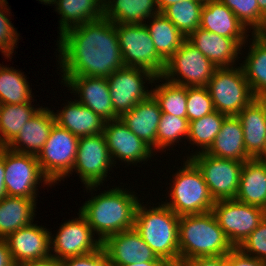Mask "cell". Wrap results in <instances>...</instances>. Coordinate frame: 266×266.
Returning a JSON list of instances; mask_svg holds the SVG:
<instances>
[{
	"mask_svg": "<svg viewBox=\"0 0 266 266\" xmlns=\"http://www.w3.org/2000/svg\"><path fill=\"white\" fill-rule=\"evenodd\" d=\"M57 45L62 77L108 78L125 66L116 24L104 17L68 29Z\"/></svg>",
	"mask_w": 266,
	"mask_h": 266,
	"instance_id": "1",
	"label": "cell"
},
{
	"mask_svg": "<svg viewBox=\"0 0 266 266\" xmlns=\"http://www.w3.org/2000/svg\"><path fill=\"white\" fill-rule=\"evenodd\" d=\"M116 187L94 196L81 206L94 234L103 243L109 236L134 228L135 212L140 202L135 194Z\"/></svg>",
	"mask_w": 266,
	"mask_h": 266,
	"instance_id": "2",
	"label": "cell"
},
{
	"mask_svg": "<svg viewBox=\"0 0 266 266\" xmlns=\"http://www.w3.org/2000/svg\"><path fill=\"white\" fill-rule=\"evenodd\" d=\"M178 239L180 264L197 257L227 255L235 248L212 211L180 216Z\"/></svg>",
	"mask_w": 266,
	"mask_h": 266,
	"instance_id": "3",
	"label": "cell"
},
{
	"mask_svg": "<svg viewBox=\"0 0 266 266\" xmlns=\"http://www.w3.org/2000/svg\"><path fill=\"white\" fill-rule=\"evenodd\" d=\"M147 209L141 202L138 203L135 212L134 229L151 247L158 258L165 260L171 266H179L178 237L180 216L164 204Z\"/></svg>",
	"mask_w": 266,
	"mask_h": 266,
	"instance_id": "4",
	"label": "cell"
},
{
	"mask_svg": "<svg viewBox=\"0 0 266 266\" xmlns=\"http://www.w3.org/2000/svg\"><path fill=\"white\" fill-rule=\"evenodd\" d=\"M170 202L163 203L178 216L212 211L215 204L201 171L187 158L174 175Z\"/></svg>",
	"mask_w": 266,
	"mask_h": 266,
	"instance_id": "5",
	"label": "cell"
},
{
	"mask_svg": "<svg viewBox=\"0 0 266 266\" xmlns=\"http://www.w3.org/2000/svg\"><path fill=\"white\" fill-rule=\"evenodd\" d=\"M216 111L237 116L255 97L242 66L217 67L206 86Z\"/></svg>",
	"mask_w": 266,
	"mask_h": 266,
	"instance_id": "6",
	"label": "cell"
},
{
	"mask_svg": "<svg viewBox=\"0 0 266 266\" xmlns=\"http://www.w3.org/2000/svg\"><path fill=\"white\" fill-rule=\"evenodd\" d=\"M116 32L125 66L162 76L166 61L157 53L145 24H116Z\"/></svg>",
	"mask_w": 266,
	"mask_h": 266,
	"instance_id": "7",
	"label": "cell"
},
{
	"mask_svg": "<svg viewBox=\"0 0 266 266\" xmlns=\"http://www.w3.org/2000/svg\"><path fill=\"white\" fill-rule=\"evenodd\" d=\"M216 68L198 48L185 39L166 61L161 79L185 87H206Z\"/></svg>",
	"mask_w": 266,
	"mask_h": 266,
	"instance_id": "8",
	"label": "cell"
},
{
	"mask_svg": "<svg viewBox=\"0 0 266 266\" xmlns=\"http://www.w3.org/2000/svg\"><path fill=\"white\" fill-rule=\"evenodd\" d=\"M195 154L188 159L201 171L214 201L235 199L244 162L218 158L205 152Z\"/></svg>",
	"mask_w": 266,
	"mask_h": 266,
	"instance_id": "9",
	"label": "cell"
},
{
	"mask_svg": "<svg viewBox=\"0 0 266 266\" xmlns=\"http://www.w3.org/2000/svg\"><path fill=\"white\" fill-rule=\"evenodd\" d=\"M79 137L55 124L37 155L43 174L51 183L73 172Z\"/></svg>",
	"mask_w": 266,
	"mask_h": 266,
	"instance_id": "10",
	"label": "cell"
},
{
	"mask_svg": "<svg viewBox=\"0 0 266 266\" xmlns=\"http://www.w3.org/2000/svg\"><path fill=\"white\" fill-rule=\"evenodd\" d=\"M4 168L7 196L36 199V185L41 180L46 185H52L43 174L36 155L19 153L4 147Z\"/></svg>",
	"mask_w": 266,
	"mask_h": 266,
	"instance_id": "11",
	"label": "cell"
},
{
	"mask_svg": "<svg viewBox=\"0 0 266 266\" xmlns=\"http://www.w3.org/2000/svg\"><path fill=\"white\" fill-rule=\"evenodd\" d=\"M143 78L150 81L149 83L161 81V77L148 70L129 66L116 70L107 78L113 109L118 117L131 111L135 105L152 95V90L144 88Z\"/></svg>",
	"mask_w": 266,
	"mask_h": 266,
	"instance_id": "12",
	"label": "cell"
},
{
	"mask_svg": "<svg viewBox=\"0 0 266 266\" xmlns=\"http://www.w3.org/2000/svg\"><path fill=\"white\" fill-rule=\"evenodd\" d=\"M212 212L235 248L245 241L266 216L264 209L235 199L215 201Z\"/></svg>",
	"mask_w": 266,
	"mask_h": 266,
	"instance_id": "13",
	"label": "cell"
},
{
	"mask_svg": "<svg viewBox=\"0 0 266 266\" xmlns=\"http://www.w3.org/2000/svg\"><path fill=\"white\" fill-rule=\"evenodd\" d=\"M113 165L103 133L79 137L73 169L85 187L92 191L105 181Z\"/></svg>",
	"mask_w": 266,
	"mask_h": 266,
	"instance_id": "14",
	"label": "cell"
},
{
	"mask_svg": "<svg viewBox=\"0 0 266 266\" xmlns=\"http://www.w3.org/2000/svg\"><path fill=\"white\" fill-rule=\"evenodd\" d=\"M93 235L92 228L79 212V218L64 222L55 238H50L51 249L55 253L51 256L60 261L92 253L102 246L101 241Z\"/></svg>",
	"mask_w": 266,
	"mask_h": 266,
	"instance_id": "15",
	"label": "cell"
},
{
	"mask_svg": "<svg viewBox=\"0 0 266 266\" xmlns=\"http://www.w3.org/2000/svg\"><path fill=\"white\" fill-rule=\"evenodd\" d=\"M103 135L114 165L116 164L114 158H119L118 160L126 161L128 164L131 162L137 164L153 156L151 154L153 149L137 137L120 117L105 123Z\"/></svg>",
	"mask_w": 266,
	"mask_h": 266,
	"instance_id": "16",
	"label": "cell"
},
{
	"mask_svg": "<svg viewBox=\"0 0 266 266\" xmlns=\"http://www.w3.org/2000/svg\"><path fill=\"white\" fill-rule=\"evenodd\" d=\"M50 233L46 228L33 223L10 233L5 239L13 263L19 264L51 256Z\"/></svg>",
	"mask_w": 266,
	"mask_h": 266,
	"instance_id": "17",
	"label": "cell"
},
{
	"mask_svg": "<svg viewBox=\"0 0 266 266\" xmlns=\"http://www.w3.org/2000/svg\"><path fill=\"white\" fill-rule=\"evenodd\" d=\"M63 84L80 97L78 101L89 107L106 122L118 119L113 109L107 78L98 77H63ZM75 91V92H74Z\"/></svg>",
	"mask_w": 266,
	"mask_h": 266,
	"instance_id": "18",
	"label": "cell"
},
{
	"mask_svg": "<svg viewBox=\"0 0 266 266\" xmlns=\"http://www.w3.org/2000/svg\"><path fill=\"white\" fill-rule=\"evenodd\" d=\"M102 246L111 266L131 264L136 261H165L157 257L134 228L109 236Z\"/></svg>",
	"mask_w": 266,
	"mask_h": 266,
	"instance_id": "19",
	"label": "cell"
},
{
	"mask_svg": "<svg viewBox=\"0 0 266 266\" xmlns=\"http://www.w3.org/2000/svg\"><path fill=\"white\" fill-rule=\"evenodd\" d=\"M216 67H232L247 38H228L197 28L186 38Z\"/></svg>",
	"mask_w": 266,
	"mask_h": 266,
	"instance_id": "20",
	"label": "cell"
},
{
	"mask_svg": "<svg viewBox=\"0 0 266 266\" xmlns=\"http://www.w3.org/2000/svg\"><path fill=\"white\" fill-rule=\"evenodd\" d=\"M237 117L242 125L247 154L259 159L266 149V99H253Z\"/></svg>",
	"mask_w": 266,
	"mask_h": 266,
	"instance_id": "21",
	"label": "cell"
},
{
	"mask_svg": "<svg viewBox=\"0 0 266 266\" xmlns=\"http://www.w3.org/2000/svg\"><path fill=\"white\" fill-rule=\"evenodd\" d=\"M55 124L53 110L41 106L6 147L15 152L37 156Z\"/></svg>",
	"mask_w": 266,
	"mask_h": 266,
	"instance_id": "22",
	"label": "cell"
},
{
	"mask_svg": "<svg viewBox=\"0 0 266 266\" xmlns=\"http://www.w3.org/2000/svg\"><path fill=\"white\" fill-rule=\"evenodd\" d=\"M57 113L53 112L56 124L78 137L97 135L104 131L106 121L78 100L70 101Z\"/></svg>",
	"mask_w": 266,
	"mask_h": 266,
	"instance_id": "23",
	"label": "cell"
},
{
	"mask_svg": "<svg viewBox=\"0 0 266 266\" xmlns=\"http://www.w3.org/2000/svg\"><path fill=\"white\" fill-rule=\"evenodd\" d=\"M161 114L158 102L151 95L120 118L137 137L151 148L156 149V136Z\"/></svg>",
	"mask_w": 266,
	"mask_h": 266,
	"instance_id": "24",
	"label": "cell"
},
{
	"mask_svg": "<svg viewBox=\"0 0 266 266\" xmlns=\"http://www.w3.org/2000/svg\"><path fill=\"white\" fill-rule=\"evenodd\" d=\"M200 28L228 38L248 37L244 25L220 0H205L201 10Z\"/></svg>",
	"mask_w": 266,
	"mask_h": 266,
	"instance_id": "25",
	"label": "cell"
},
{
	"mask_svg": "<svg viewBox=\"0 0 266 266\" xmlns=\"http://www.w3.org/2000/svg\"><path fill=\"white\" fill-rule=\"evenodd\" d=\"M209 155L245 162L252 159L245 150L243 129L237 116H227L210 148Z\"/></svg>",
	"mask_w": 266,
	"mask_h": 266,
	"instance_id": "26",
	"label": "cell"
},
{
	"mask_svg": "<svg viewBox=\"0 0 266 266\" xmlns=\"http://www.w3.org/2000/svg\"><path fill=\"white\" fill-rule=\"evenodd\" d=\"M235 200L266 211V162L260 159L244 162Z\"/></svg>",
	"mask_w": 266,
	"mask_h": 266,
	"instance_id": "27",
	"label": "cell"
},
{
	"mask_svg": "<svg viewBox=\"0 0 266 266\" xmlns=\"http://www.w3.org/2000/svg\"><path fill=\"white\" fill-rule=\"evenodd\" d=\"M156 0H104L103 17L115 24H144L160 14Z\"/></svg>",
	"mask_w": 266,
	"mask_h": 266,
	"instance_id": "28",
	"label": "cell"
},
{
	"mask_svg": "<svg viewBox=\"0 0 266 266\" xmlns=\"http://www.w3.org/2000/svg\"><path fill=\"white\" fill-rule=\"evenodd\" d=\"M36 200L6 196L0 200V238L29 226L35 217Z\"/></svg>",
	"mask_w": 266,
	"mask_h": 266,
	"instance_id": "29",
	"label": "cell"
},
{
	"mask_svg": "<svg viewBox=\"0 0 266 266\" xmlns=\"http://www.w3.org/2000/svg\"><path fill=\"white\" fill-rule=\"evenodd\" d=\"M60 35L70 28L103 18L104 0H56Z\"/></svg>",
	"mask_w": 266,
	"mask_h": 266,
	"instance_id": "30",
	"label": "cell"
},
{
	"mask_svg": "<svg viewBox=\"0 0 266 266\" xmlns=\"http://www.w3.org/2000/svg\"><path fill=\"white\" fill-rule=\"evenodd\" d=\"M248 56L241 64L255 98L266 99V43L252 34Z\"/></svg>",
	"mask_w": 266,
	"mask_h": 266,
	"instance_id": "31",
	"label": "cell"
},
{
	"mask_svg": "<svg viewBox=\"0 0 266 266\" xmlns=\"http://www.w3.org/2000/svg\"><path fill=\"white\" fill-rule=\"evenodd\" d=\"M152 22L144 23L154 42L157 53L167 61L181 46L186 37L162 13L151 17Z\"/></svg>",
	"mask_w": 266,
	"mask_h": 266,
	"instance_id": "32",
	"label": "cell"
},
{
	"mask_svg": "<svg viewBox=\"0 0 266 266\" xmlns=\"http://www.w3.org/2000/svg\"><path fill=\"white\" fill-rule=\"evenodd\" d=\"M40 108H33L31 102L0 105V147H6Z\"/></svg>",
	"mask_w": 266,
	"mask_h": 266,
	"instance_id": "33",
	"label": "cell"
},
{
	"mask_svg": "<svg viewBox=\"0 0 266 266\" xmlns=\"http://www.w3.org/2000/svg\"><path fill=\"white\" fill-rule=\"evenodd\" d=\"M31 100V90L23 73L0 64V105H18Z\"/></svg>",
	"mask_w": 266,
	"mask_h": 266,
	"instance_id": "34",
	"label": "cell"
},
{
	"mask_svg": "<svg viewBox=\"0 0 266 266\" xmlns=\"http://www.w3.org/2000/svg\"><path fill=\"white\" fill-rule=\"evenodd\" d=\"M205 0H186L166 7L161 13L187 38L201 24Z\"/></svg>",
	"mask_w": 266,
	"mask_h": 266,
	"instance_id": "35",
	"label": "cell"
},
{
	"mask_svg": "<svg viewBox=\"0 0 266 266\" xmlns=\"http://www.w3.org/2000/svg\"><path fill=\"white\" fill-rule=\"evenodd\" d=\"M227 116L213 111L202 118L189 122L188 139L202 148L199 152H206L212 145L215 137L221 130L222 123Z\"/></svg>",
	"mask_w": 266,
	"mask_h": 266,
	"instance_id": "36",
	"label": "cell"
},
{
	"mask_svg": "<svg viewBox=\"0 0 266 266\" xmlns=\"http://www.w3.org/2000/svg\"><path fill=\"white\" fill-rule=\"evenodd\" d=\"M152 96L158 102L162 113L187 118V87L165 81L155 86Z\"/></svg>",
	"mask_w": 266,
	"mask_h": 266,
	"instance_id": "37",
	"label": "cell"
},
{
	"mask_svg": "<svg viewBox=\"0 0 266 266\" xmlns=\"http://www.w3.org/2000/svg\"><path fill=\"white\" fill-rule=\"evenodd\" d=\"M189 122L187 118L176 117L171 114L162 113L158 124L156 136V150H163L172 146L185 136H188Z\"/></svg>",
	"mask_w": 266,
	"mask_h": 266,
	"instance_id": "38",
	"label": "cell"
},
{
	"mask_svg": "<svg viewBox=\"0 0 266 266\" xmlns=\"http://www.w3.org/2000/svg\"><path fill=\"white\" fill-rule=\"evenodd\" d=\"M215 111L207 87H187L188 122L202 118Z\"/></svg>",
	"mask_w": 266,
	"mask_h": 266,
	"instance_id": "39",
	"label": "cell"
},
{
	"mask_svg": "<svg viewBox=\"0 0 266 266\" xmlns=\"http://www.w3.org/2000/svg\"><path fill=\"white\" fill-rule=\"evenodd\" d=\"M230 10H232L238 20L246 29H254L252 33L261 25L263 16L259 12L257 0H220ZM249 26V28L247 27Z\"/></svg>",
	"mask_w": 266,
	"mask_h": 266,
	"instance_id": "40",
	"label": "cell"
},
{
	"mask_svg": "<svg viewBox=\"0 0 266 266\" xmlns=\"http://www.w3.org/2000/svg\"><path fill=\"white\" fill-rule=\"evenodd\" d=\"M238 248L246 255L266 261V216Z\"/></svg>",
	"mask_w": 266,
	"mask_h": 266,
	"instance_id": "41",
	"label": "cell"
},
{
	"mask_svg": "<svg viewBox=\"0 0 266 266\" xmlns=\"http://www.w3.org/2000/svg\"><path fill=\"white\" fill-rule=\"evenodd\" d=\"M7 6L0 5V51L8 58L14 52L15 44L18 42V33L5 14L6 12L9 13Z\"/></svg>",
	"mask_w": 266,
	"mask_h": 266,
	"instance_id": "42",
	"label": "cell"
},
{
	"mask_svg": "<svg viewBox=\"0 0 266 266\" xmlns=\"http://www.w3.org/2000/svg\"><path fill=\"white\" fill-rule=\"evenodd\" d=\"M59 263L60 266H111L103 246L86 255L62 259Z\"/></svg>",
	"mask_w": 266,
	"mask_h": 266,
	"instance_id": "43",
	"label": "cell"
},
{
	"mask_svg": "<svg viewBox=\"0 0 266 266\" xmlns=\"http://www.w3.org/2000/svg\"><path fill=\"white\" fill-rule=\"evenodd\" d=\"M228 266H266V261L244 254L239 248H234L227 254Z\"/></svg>",
	"mask_w": 266,
	"mask_h": 266,
	"instance_id": "44",
	"label": "cell"
},
{
	"mask_svg": "<svg viewBox=\"0 0 266 266\" xmlns=\"http://www.w3.org/2000/svg\"><path fill=\"white\" fill-rule=\"evenodd\" d=\"M179 266H228L227 255L197 257L183 261Z\"/></svg>",
	"mask_w": 266,
	"mask_h": 266,
	"instance_id": "45",
	"label": "cell"
},
{
	"mask_svg": "<svg viewBox=\"0 0 266 266\" xmlns=\"http://www.w3.org/2000/svg\"><path fill=\"white\" fill-rule=\"evenodd\" d=\"M0 266H15L5 238H0Z\"/></svg>",
	"mask_w": 266,
	"mask_h": 266,
	"instance_id": "46",
	"label": "cell"
},
{
	"mask_svg": "<svg viewBox=\"0 0 266 266\" xmlns=\"http://www.w3.org/2000/svg\"><path fill=\"white\" fill-rule=\"evenodd\" d=\"M15 266H60L59 260L53 256L44 259L22 262L15 264Z\"/></svg>",
	"mask_w": 266,
	"mask_h": 266,
	"instance_id": "47",
	"label": "cell"
},
{
	"mask_svg": "<svg viewBox=\"0 0 266 266\" xmlns=\"http://www.w3.org/2000/svg\"><path fill=\"white\" fill-rule=\"evenodd\" d=\"M4 179V147H0V200L7 196Z\"/></svg>",
	"mask_w": 266,
	"mask_h": 266,
	"instance_id": "48",
	"label": "cell"
},
{
	"mask_svg": "<svg viewBox=\"0 0 266 266\" xmlns=\"http://www.w3.org/2000/svg\"><path fill=\"white\" fill-rule=\"evenodd\" d=\"M252 34L266 43V14L263 16L261 25Z\"/></svg>",
	"mask_w": 266,
	"mask_h": 266,
	"instance_id": "49",
	"label": "cell"
},
{
	"mask_svg": "<svg viewBox=\"0 0 266 266\" xmlns=\"http://www.w3.org/2000/svg\"><path fill=\"white\" fill-rule=\"evenodd\" d=\"M117 266H171L166 261H145V262H134L131 264L117 265Z\"/></svg>",
	"mask_w": 266,
	"mask_h": 266,
	"instance_id": "50",
	"label": "cell"
},
{
	"mask_svg": "<svg viewBox=\"0 0 266 266\" xmlns=\"http://www.w3.org/2000/svg\"><path fill=\"white\" fill-rule=\"evenodd\" d=\"M182 1H186V0H156L157 6L160 12H162L166 7L172 4H175L177 2H182Z\"/></svg>",
	"mask_w": 266,
	"mask_h": 266,
	"instance_id": "51",
	"label": "cell"
},
{
	"mask_svg": "<svg viewBox=\"0 0 266 266\" xmlns=\"http://www.w3.org/2000/svg\"><path fill=\"white\" fill-rule=\"evenodd\" d=\"M259 5V12L262 16L266 14V0H257Z\"/></svg>",
	"mask_w": 266,
	"mask_h": 266,
	"instance_id": "52",
	"label": "cell"
},
{
	"mask_svg": "<svg viewBox=\"0 0 266 266\" xmlns=\"http://www.w3.org/2000/svg\"><path fill=\"white\" fill-rule=\"evenodd\" d=\"M40 2H43L44 4H54L56 0H39Z\"/></svg>",
	"mask_w": 266,
	"mask_h": 266,
	"instance_id": "53",
	"label": "cell"
},
{
	"mask_svg": "<svg viewBox=\"0 0 266 266\" xmlns=\"http://www.w3.org/2000/svg\"><path fill=\"white\" fill-rule=\"evenodd\" d=\"M259 159L266 162V149H265V152L263 153V155Z\"/></svg>",
	"mask_w": 266,
	"mask_h": 266,
	"instance_id": "54",
	"label": "cell"
},
{
	"mask_svg": "<svg viewBox=\"0 0 266 266\" xmlns=\"http://www.w3.org/2000/svg\"><path fill=\"white\" fill-rule=\"evenodd\" d=\"M7 4H8L7 0H0V5H7Z\"/></svg>",
	"mask_w": 266,
	"mask_h": 266,
	"instance_id": "55",
	"label": "cell"
}]
</instances>
